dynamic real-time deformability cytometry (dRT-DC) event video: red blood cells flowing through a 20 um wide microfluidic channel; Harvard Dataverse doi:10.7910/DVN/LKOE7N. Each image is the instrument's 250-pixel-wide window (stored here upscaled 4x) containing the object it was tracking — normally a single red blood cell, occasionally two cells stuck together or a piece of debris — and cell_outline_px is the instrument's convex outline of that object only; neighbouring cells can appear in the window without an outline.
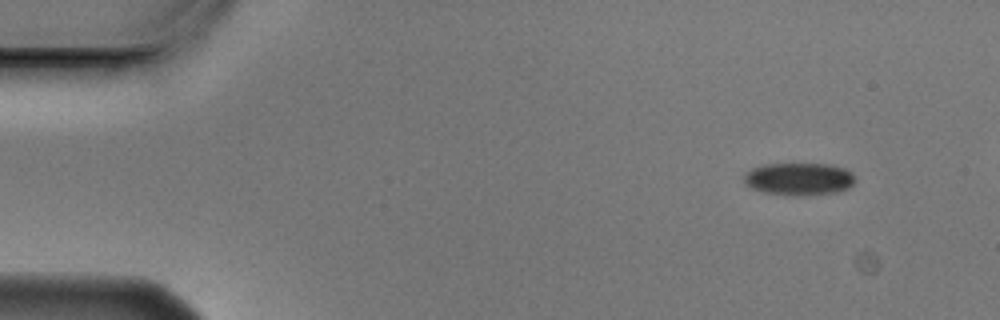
{"species": "Egyptian fruit bat (a non-hibernating species)", "species_latin": "Rousettus aegyptiacus", "temperature_condition": "cold", "stored_images_in_passage": 5, "camera_frame_rate_fps": 3000, "um_per_image_px": 0.085, "animal": {"sex": "male"}, "frame": {"image": 1, "passage_image": 1, "time_ms": 0.0, "image_size_px": [1000, 320], "cell_outline_px": [[856, 180], [848, 188], [836, 192], [800, 196], [764, 192], [752, 188], [744, 184], [744, 172], [752, 168], [764, 164], [832, 164], [844, 168], [852, 172], [856, 176]], "centroid_in_image_um": [67.92, 15.2], "position_along_channel_um": 17.1, "area_um2": 21.21}}